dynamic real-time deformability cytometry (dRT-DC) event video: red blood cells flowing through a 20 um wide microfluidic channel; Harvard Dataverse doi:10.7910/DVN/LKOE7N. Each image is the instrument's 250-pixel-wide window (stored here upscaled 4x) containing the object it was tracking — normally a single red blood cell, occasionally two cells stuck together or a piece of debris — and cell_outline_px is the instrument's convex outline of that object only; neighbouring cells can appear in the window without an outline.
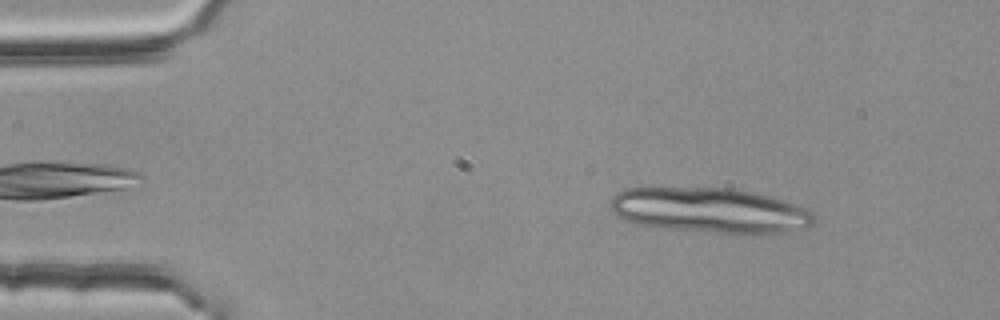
{"species": "common noctule bat (a hibernating species)", "species_latin": "Nyctalus noctula", "temperature_condition": "room temperature", "stored_images_in_passage": 3, "camera_frame_rate_fps": 3000, "um_per_image_px": 0.085, "animal": {"sex": "female", "body_mass_g": 25.1}, "frame": {"image": 1, "passage_image": 1, "time_ms": 0.0, "image_size_px": [1000, 320], "cell_outline_px": [[816, 220], [812, 224], [780, 232], [756, 236], [748, 236], [652, 228], [620, 220], [612, 212], [608, 204], [612, 196], [616, 192], [624, 188], [736, 188], [752, 192], [808, 208], [816, 212]], "centroid_in_image_um": [60.26, 17.92], "position_along_channel_um": 24.7, "area_um2": 55.03}}